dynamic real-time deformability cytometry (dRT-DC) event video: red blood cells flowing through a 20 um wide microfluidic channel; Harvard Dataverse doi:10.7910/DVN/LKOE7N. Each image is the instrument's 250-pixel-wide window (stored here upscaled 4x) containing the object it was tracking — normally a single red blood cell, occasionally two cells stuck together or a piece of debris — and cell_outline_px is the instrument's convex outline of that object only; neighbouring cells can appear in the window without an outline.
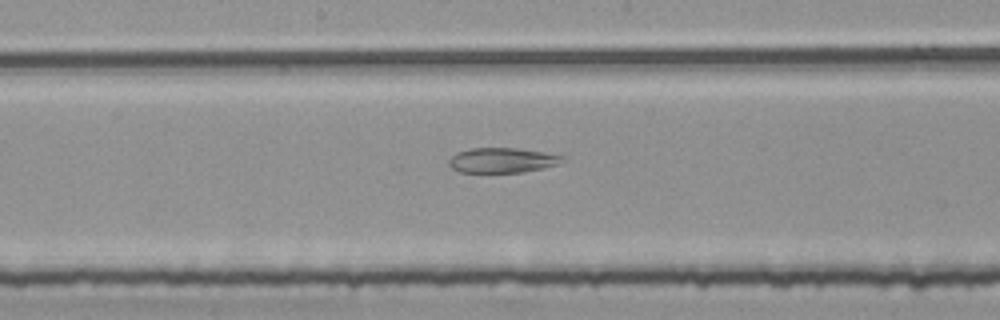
{"species": "common noctule bat (a hibernating species)", "species_latin": "Nyctalus noctula", "temperature_condition": "room temperature", "stored_images_in_passage": 55, "camera_frame_rate_fps": 3000, "um_per_image_px": 0.085, "animal": {"sex": "female", "body_mass_g": 25.1}, "frame": {"image": 1, "passage_image": 29, "time_ms": 9.333, "image_size_px": [1000, 320], "cell_outline_px": [[564, 160], [556, 164], [544, 168], [524, 172], [460, 172], [452, 168], [448, 164], [448, 160], [456, 152], [472, 148], [516, 148], [564, 156]], "centroid_in_image_um": [42.64, 13.62], "position_along_channel_um": 205.6, "area_um2": 16.36}}
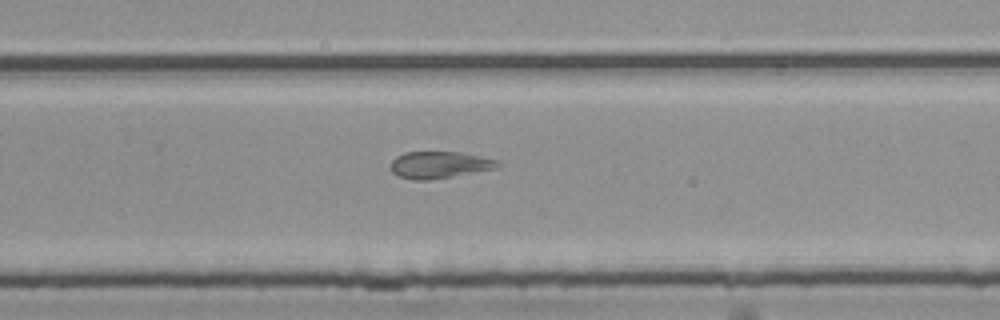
{"frame": {"image": 2, "passage_image": 36, "time_ms": 11.667, "image_size_px": [1000, 320], "cell_outline_px": [[500, 164], [496, 168], [452, 176], [428, 180], [412, 180], [396, 176], [392, 172], [392, 160], [396, 156], [404, 152], [460, 152], [500, 160]], "centroid_in_image_um": [37.33, 14.01], "position_along_channel_um": 292.5, "area_um2": 16.7}}
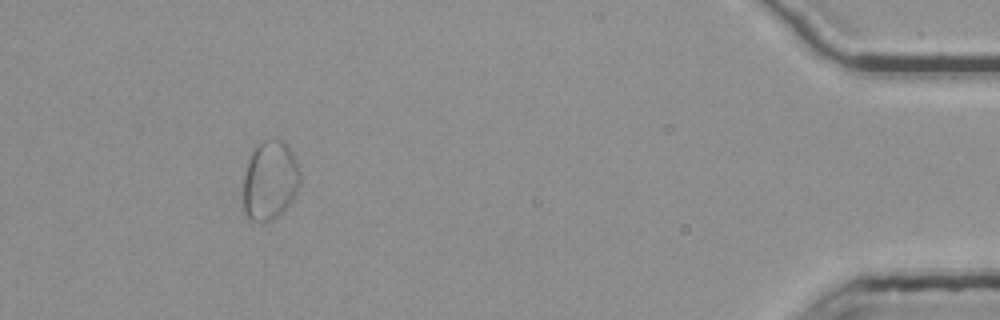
{"frame": {"image": 3, "passage_image": 51, "time_ms": 16.667, "image_size_px": [1000, 320], "cell_outline_px": [[300, 184], [292, 200], [272, 220], [248, 220], [244, 216], [244, 176], [252, 152], [264, 140], [276, 136], [284, 140], [292, 152], [296, 160], [300, 172]], "centroid_in_image_um": [22.96, 15.3], "position_along_channel_um": 412.2, "area_um2": 26.07}, "authors_computed_cell_mechanics": {"area_um2": 25.9522, "velocity_mm_per_s": 3.7467, "shape_relaxation_time_tau1_ms": null, "shape_relaxation_time_tau2_ms": 8.4518, "deformation_change_tau1": null, "deformation_change_tau2": 0.1843}}